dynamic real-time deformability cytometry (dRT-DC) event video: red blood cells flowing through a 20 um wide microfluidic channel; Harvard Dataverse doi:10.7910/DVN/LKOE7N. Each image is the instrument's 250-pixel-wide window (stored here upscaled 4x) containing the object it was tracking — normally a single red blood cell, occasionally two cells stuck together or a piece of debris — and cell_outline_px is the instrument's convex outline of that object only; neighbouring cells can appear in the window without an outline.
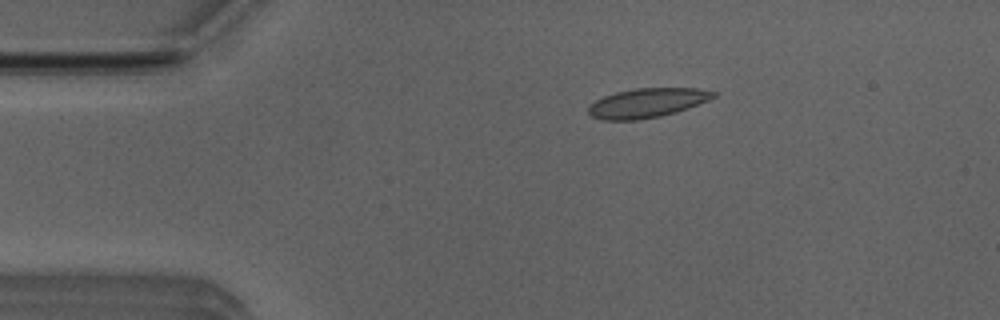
{"species": "Egyptian fruit bat (a non-hibernating species)", "species_latin": "Rousettus aegyptiacus", "temperature_condition": "room temperature", "stored_images_in_passage": 43, "camera_frame_rate_fps": 3000, "um_per_image_px": 0.085, "animal": {"sex": "male"}, "frame": {"image": 1, "passage_image": 1, "time_ms": 0.0, "image_size_px": [1000, 320], "cell_outline_px": [[716, 96], [708, 100], [688, 108], [676, 112], [660, 116], [636, 120], [600, 120], [592, 116], [588, 112], [588, 104], [604, 96], [616, 92], [636, 88], [696, 88], [716, 92]], "centroid_in_image_um": [54.97, 8.75], "position_along_channel_um": 30.0, "area_um2": 21.33}}
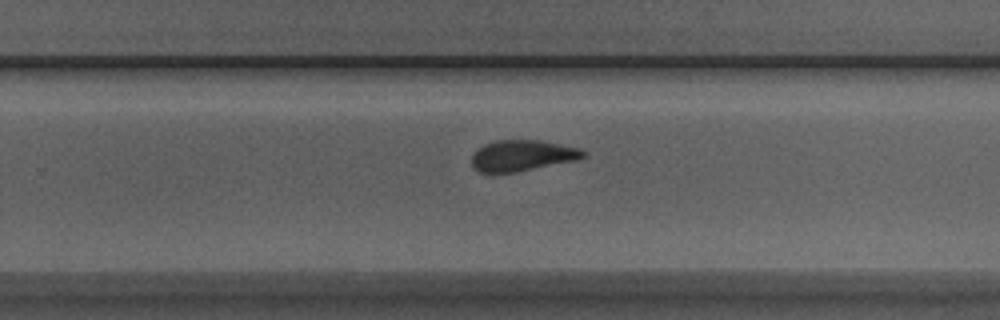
{"frame": {"image": 2, "passage_image": 24, "time_ms": 7.667, "image_size_px": [1000, 320], "cell_outline_px": [[584, 156], [576, 160], [516, 172], [480, 172], [472, 164], [472, 156], [484, 144], [496, 140], [540, 140], [580, 148], [584, 152]], "centroid_in_image_um": [44.4, 13.21], "position_along_channel_um": 285.4, "area_um2": 19.77}}
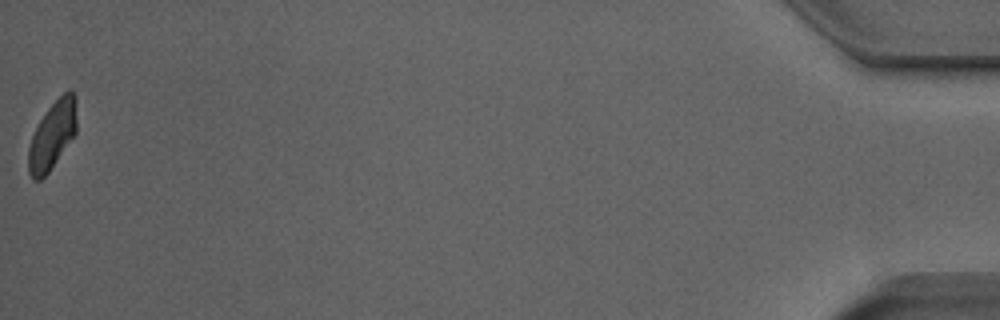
{"frame": {"image": 3, "passage_image": 43, "time_ms": 14.0, "image_size_px": [1000, 320], "cell_outline_px": [[76, 132], [48, 172], [40, 180], [32, 180], [28, 172], [28, 148], [32, 136], [40, 120], [48, 108], [68, 88], [76, 96]], "centroid_in_image_um": [4.44, 11.49], "position_along_channel_um": 430.8, "area_um2": 18.84}, "authors_computed_cell_mechanics": {"area_um2": 21.1548, "velocity_mm_per_s": 3.9656, "shape_relaxation_time_tau1_ms": 4.4888, "shape_relaxation_time_tau2_ms": 1.5412, "deformation_change_tau1": 0.1532, "deformation_change_tau2": 0.0779}}